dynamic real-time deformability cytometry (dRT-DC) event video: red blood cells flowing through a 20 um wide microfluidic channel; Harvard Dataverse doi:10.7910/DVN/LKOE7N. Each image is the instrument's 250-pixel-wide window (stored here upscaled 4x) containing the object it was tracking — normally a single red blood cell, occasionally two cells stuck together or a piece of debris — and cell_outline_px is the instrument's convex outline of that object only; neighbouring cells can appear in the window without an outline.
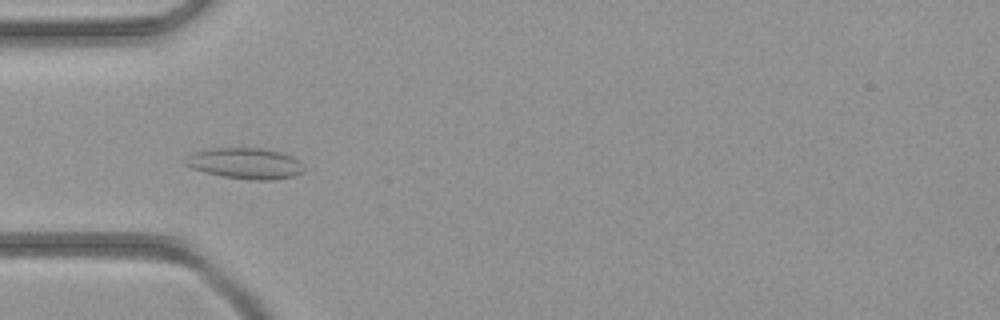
{"species": "common noctule bat (a hibernating species)", "species_latin": "Nyctalus noctula", "temperature_condition": "room temperature", "stored_images_in_passage": 5, "camera_frame_rate_fps": 3000, "um_per_image_px": 0.085, "animal": {"sex": "female", "body_mass_g": 21.9}, "frame": {"image": 1, "passage_image": 3, "time_ms": 0.667, "image_size_px": [1000, 320], "cell_outline_px": [[304, 172], [292, 176], [272, 180], [248, 180], [224, 176], [204, 172], [192, 168], [184, 164], [184, 160], [192, 152], [212, 148], [260, 148], [280, 152], [292, 156], [304, 168]], "centroid_in_image_um": [20.81, 13.89], "position_along_channel_um": 64.2, "area_um2": 21.27}}